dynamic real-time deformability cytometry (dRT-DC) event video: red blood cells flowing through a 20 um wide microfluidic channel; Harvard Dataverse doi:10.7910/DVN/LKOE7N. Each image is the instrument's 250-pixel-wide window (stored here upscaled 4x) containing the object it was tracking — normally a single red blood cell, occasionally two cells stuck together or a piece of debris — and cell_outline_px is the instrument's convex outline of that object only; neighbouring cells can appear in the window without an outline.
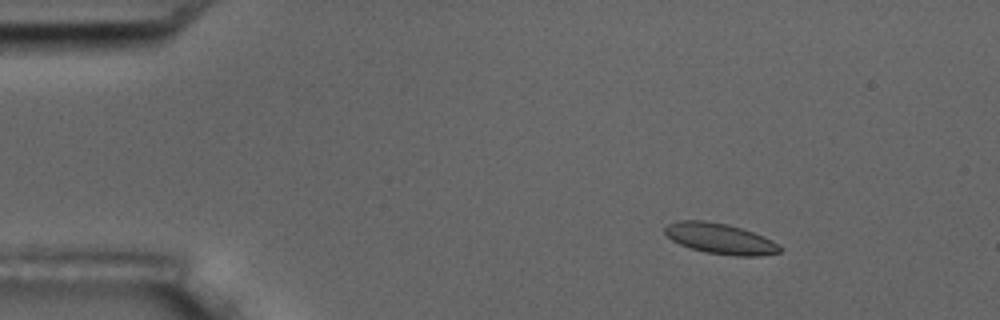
{"species": "common noctule bat (a hibernating species)", "species_latin": "Nyctalus noctula", "temperature_condition": "room temperature", "stored_images_in_passage": 15, "camera_frame_rate_fps": 3000, "um_per_image_px": 0.085, "animal": {"sex": "male", "body_mass_g": 17.5, "forearm_length_mm": 52.3}, "frame": {"image": 1, "passage_image": 1, "time_ms": 0.0, "image_size_px": [1000, 320], "cell_outline_px": [[780, 252], [760, 256], [736, 256], [704, 252], [680, 244], [672, 240], [664, 232], [664, 228], [668, 224], [676, 220], [704, 220], [728, 224], [764, 236], [772, 240], [780, 248]], "centroid_in_image_um": [61.18, 20.27], "position_along_channel_um": 23.8, "area_um2": 20.4}}
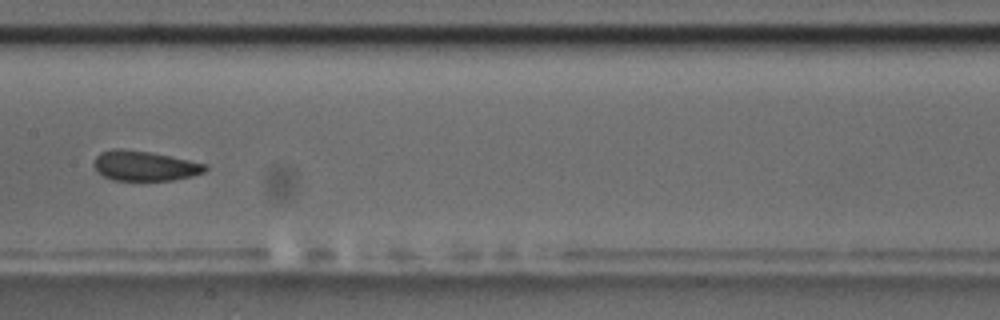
{"frame": {"image": 2, "passage_image": 7, "time_ms": 7.0, "image_size_px": [1000, 320], "cell_outline_px": [[208, 168], [204, 172], [192, 176], [172, 180], [112, 180], [96, 172], [92, 164], [96, 156], [100, 152], [112, 148], [120, 148], [148, 152], [208, 164]], "centroid_in_image_um": [12.24, 14.1], "position_along_channel_um": 195.2, "area_um2": 19.48}}
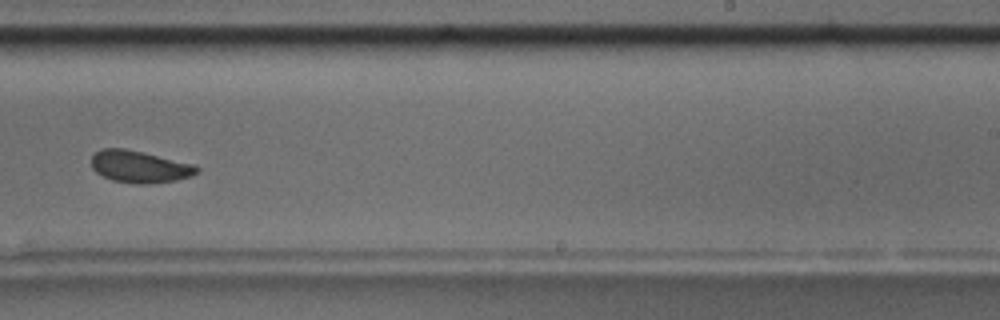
{"frame": {"image": 3, "passage_image": 9, "time_ms": 9.333, "image_size_px": [1000, 320], "cell_outline_px": [[200, 172], [192, 176], [176, 180], [148, 184], [136, 184], [112, 180], [96, 172], [92, 168], [92, 156], [100, 148], [124, 148], [196, 164], [200, 168]], "centroid_in_image_um": [11.91, 14.17], "position_along_channel_um": 277.1, "area_um2": 19.83}, "authors_computed_cell_mechanics": {"area_um2": 20.1722, "velocity_mm_per_s": 3.5324, "shape_relaxation_time_tau1_ms": 4.2592, "shape_relaxation_time_tau2_ms": 2.0989, "deformation_change_tau1": 0.0783, "deformation_change_tau2": 0.0665}}